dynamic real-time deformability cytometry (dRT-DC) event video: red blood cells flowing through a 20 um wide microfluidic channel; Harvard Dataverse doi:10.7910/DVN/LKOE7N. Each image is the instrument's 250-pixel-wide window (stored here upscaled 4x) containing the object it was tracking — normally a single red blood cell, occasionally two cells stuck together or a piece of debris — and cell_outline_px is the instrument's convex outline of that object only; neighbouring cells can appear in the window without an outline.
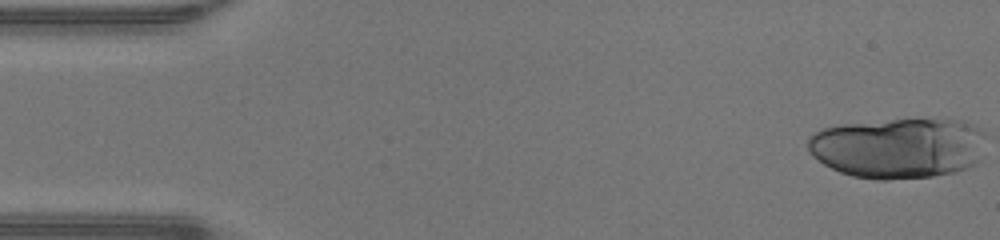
{"species": "human", "species_latin": "Homo sapiens", "temperature_condition": "warm", "stored_images_in_passage": 14, "camera_frame_rate_fps": 3000, "um_per_image_px": 0.085, "donor": {"sex": "male"}, "frame": {"image": 1, "passage_image": 1, "time_ms": 0.0, "image_size_px": [1000, 240], "cell_outline_px": [[984, 132], [976, 164], [968, 168], [956, 172], [932, 176], [888, 180], [880, 180], [852, 176], [840, 172], [824, 164], [812, 156], [808, 152], [808, 136], [820, 128], [840, 124], [892, 120], [964, 120], [972, 124]], "centroid_in_image_um": [76.29, 12.58], "position_along_channel_um": 8.7, "area_um2": 62.83}}
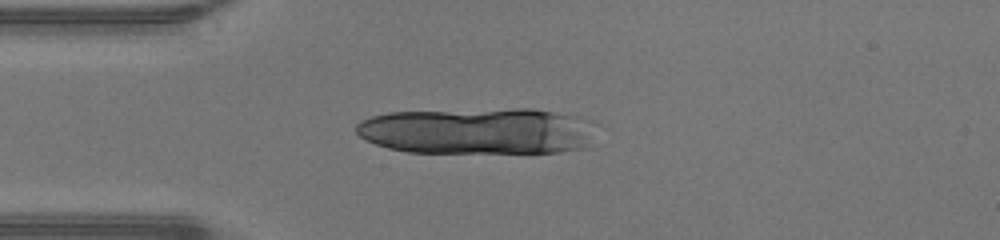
{"frame": {"image": 2, "passage_image": 12, "time_ms": 3.667, "image_size_px": [1000, 240], "cell_outline_px": [[592, 120], [588, 148], [560, 152], [408, 152], [388, 148], [376, 144], [360, 136], [356, 132], [356, 124], [360, 120], [372, 116], [388, 112], [516, 108], [532, 108], [580, 116]], "centroid_in_image_um": [40.6, 11.12], "position_along_channel_um": 44.4, "area_um2": 65.31}}